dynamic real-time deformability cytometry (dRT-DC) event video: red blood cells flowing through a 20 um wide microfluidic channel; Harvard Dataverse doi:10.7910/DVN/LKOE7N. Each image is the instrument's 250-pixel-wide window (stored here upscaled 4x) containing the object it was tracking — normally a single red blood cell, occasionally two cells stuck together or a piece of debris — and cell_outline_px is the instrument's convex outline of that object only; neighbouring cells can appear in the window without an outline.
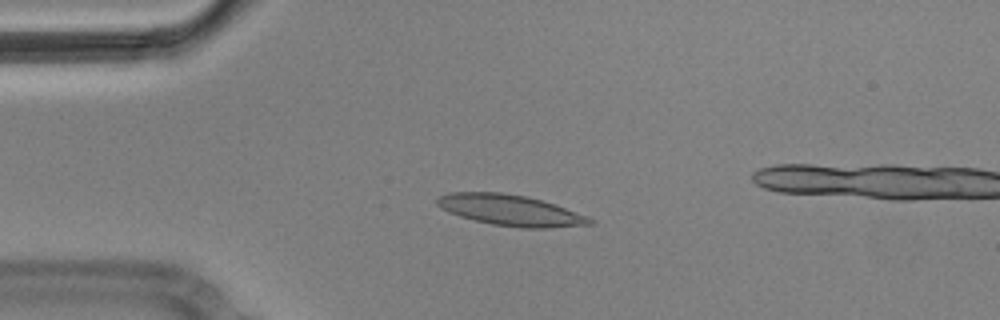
{"species": "Egyptian fruit bat (a non-hibernating species)", "species_latin": "Rousettus aegyptiacus", "temperature_condition": "cold", "stored_images_in_passage": 4, "camera_frame_rate_fps": 3000, "um_per_image_px": 0.085, "animal": {"sex": "male"}, "frame": {"image": 1, "passage_image": 3, "time_ms": 0.667, "image_size_px": [1000, 320], "cell_outline_px": [[596, 220], [592, 224], [552, 228], [520, 228], [492, 224], [460, 216], [448, 212], [440, 208], [436, 204], [436, 200], [440, 196], [448, 192], [500, 192], [524, 196], [540, 200], [588, 216]], "centroid_in_image_um": [43.37, 17.88], "position_along_channel_um": 41.6, "area_um2": 27.34}}